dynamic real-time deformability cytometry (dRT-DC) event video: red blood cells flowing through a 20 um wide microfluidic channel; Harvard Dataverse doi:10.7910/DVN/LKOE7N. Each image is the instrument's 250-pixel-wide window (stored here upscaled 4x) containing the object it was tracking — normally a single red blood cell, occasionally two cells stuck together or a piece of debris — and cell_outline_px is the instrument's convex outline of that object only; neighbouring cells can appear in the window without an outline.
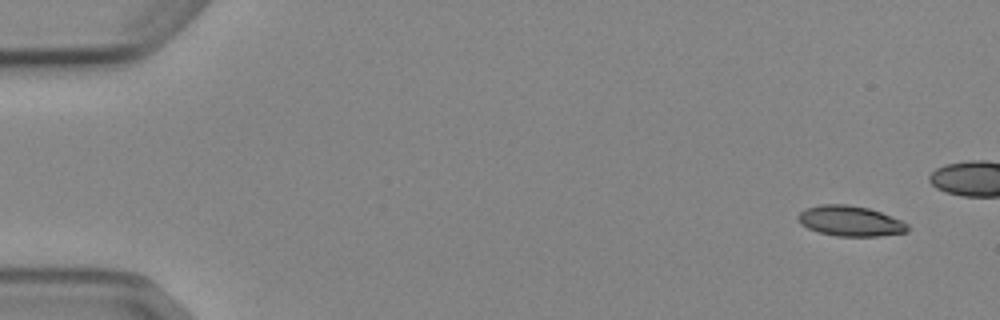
{"species": "Egyptian fruit bat (a non-hibernating species)", "species_latin": "Rousettus aegyptiacus", "temperature_condition": "cold", "stored_images_in_passage": 8, "camera_frame_rate_fps": 3000, "um_per_image_px": 0.085, "animal": {"sex": "female"}, "frame": {"image": 1, "passage_image": 1, "time_ms": 0.0, "image_size_px": [1000, 320], "cell_outline_px": [[912, 228], [908, 232], [880, 236], [836, 236], [820, 232], [808, 228], [800, 224], [796, 216], [804, 208], [820, 204], [848, 204], [868, 208], [880, 212], [900, 220], [908, 224]], "centroid_in_image_um": [72.27, 18.78], "position_along_channel_um": 12.7, "area_um2": 19.54}}